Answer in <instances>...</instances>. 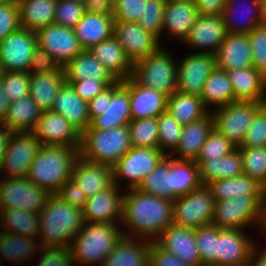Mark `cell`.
I'll return each mask as SVG.
<instances>
[{
    "instance_id": "1",
    "label": "cell",
    "mask_w": 266,
    "mask_h": 266,
    "mask_svg": "<svg viewBox=\"0 0 266 266\" xmlns=\"http://www.w3.org/2000/svg\"><path fill=\"white\" fill-rule=\"evenodd\" d=\"M129 190L123 196L121 223L128 227L123 235L155 241L173 223V199L156 197L137 188Z\"/></svg>"
},
{
    "instance_id": "2",
    "label": "cell",
    "mask_w": 266,
    "mask_h": 266,
    "mask_svg": "<svg viewBox=\"0 0 266 266\" xmlns=\"http://www.w3.org/2000/svg\"><path fill=\"white\" fill-rule=\"evenodd\" d=\"M39 215L41 246L70 248L73 238L83 228L85 222L82 209L69 204L57 194L49 197Z\"/></svg>"
},
{
    "instance_id": "3",
    "label": "cell",
    "mask_w": 266,
    "mask_h": 266,
    "mask_svg": "<svg viewBox=\"0 0 266 266\" xmlns=\"http://www.w3.org/2000/svg\"><path fill=\"white\" fill-rule=\"evenodd\" d=\"M80 148L42 145L30 165L27 178L34 184L57 194L62 185L71 179Z\"/></svg>"
},
{
    "instance_id": "4",
    "label": "cell",
    "mask_w": 266,
    "mask_h": 266,
    "mask_svg": "<svg viewBox=\"0 0 266 266\" xmlns=\"http://www.w3.org/2000/svg\"><path fill=\"white\" fill-rule=\"evenodd\" d=\"M123 236L117 224L84 222L70 246L74 263L103 266L105 258Z\"/></svg>"
},
{
    "instance_id": "5",
    "label": "cell",
    "mask_w": 266,
    "mask_h": 266,
    "mask_svg": "<svg viewBox=\"0 0 266 266\" xmlns=\"http://www.w3.org/2000/svg\"><path fill=\"white\" fill-rule=\"evenodd\" d=\"M128 125L109 130L86 129L79 155L84 160L113 166L132 148Z\"/></svg>"
},
{
    "instance_id": "6",
    "label": "cell",
    "mask_w": 266,
    "mask_h": 266,
    "mask_svg": "<svg viewBox=\"0 0 266 266\" xmlns=\"http://www.w3.org/2000/svg\"><path fill=\"white\" fill-rule=\"evenodd\" d=\"M177 64L170 52L160 47L152 55L133 64L131 77L138 84L169 97L177 91Z\"/></svg>"
},
{
    "instance_id": "7",
    "label": "cell",
    "mask_w": 266,
    "mask_h": 266,
    "mask_svg": "<svg viewBox=\"0 0 266 266\" xmlns=\"http://www.w3.org/2000/svg\"><path fill=\"white\" fill-rule=\"evenodd\" d=\"M266 196H237L215 202L212 224L220 229L244 230L250 224L261 229Z\"/></svg>"
},
{
    "instance_id": "8",
    "label": "cell",
    "mask_w": 266,
    "mask_h": 266,
    "mask_svg": "<svg viewBox=\"0 0 266 266\" xmlns=\"http://www.w3.org/2000/svg\"><path fill=\"white\" fill-rule=\"evenodd\" d=\"M215 198L207 186L173 199V224L197 229L212 224Z\"/></svg>"
},
{
    "instance_id": "9",
    "label": "cell",
    "mask_w": 266,
    "mask_h": 266,
    "mask_svg": "<svg viewBox=\"0 0 266 266\" xmlns=\"http://www.w3.org/2000/svg\"><path fill=\"white\" fill-rule=\"evenodd\" d=\"M266 102L235 101L212 112L214 128L236 147L242 144L256 112Z\"/></svg>"
},
{
    "instance_id": "10",
    "label": "cell",
    "mask_w": 266,
    "mask_h": 266,
    "mask_svg": "<svg viewBox=\"0 0 266 266\" xmlns=\"http://www.w3.org/2000/svg\"><path fill=\"white\" fill-rule=\"evenodd\" d=\"M52 194L27 177L0 178V209H23L39 213Z\"/></svg>"
},
{
    "instance_id": "11",
    "label": "cell",
    "mask_w": 266,
    "mask_h": 266,
    "mask_svg": "<svg viewBox=\"0 0 266 266\" xmlns=\"http://www.w3.org/2000/svg\"><path fill=\"white\" fill-rule=\"evenodd\" d=\"M165 157L159 148L132 147L112 166L114 184L120 186L118 180L125 178L129 181L127 189L138 188Z\"/></svg>"
},
{
    "instance_id": "12",
    "label": "cell",
    "mask_w": 266,
    "mask_h": 266,
    "mask_svg": "<svg viewBox=\"0 0 266 266\" xmlns=\"http://www.w3.org/2000/svg\"><path fill=\"white\" fill-rule=\"evenodd\" d=\"M41 143L32 132H12L8 137L0 172L6 177H27Z\"/></svg>"
},
{
    "instance_id": "13",
    "label": "cell",
    "mask_w": 266,
    "mask_h": 266,
    "mask_svg": "<svg viewBox=\"0 0 266 266\" xmlns=\"http://www.w3.org/2000/svg\"><path fill=\"white\" fill-rule=\"evenodd\" d=\"M37 47L34 31L20 27L0 43V64L4 72H27Z\"/></svg>"
},
{
    "instance_id": "14",
    "label": "cell",
    "mask_w": 266,
    "mask_h": 266,
    "mask_svg": "<svg viewBox=\"0 0 266 266\" xmlns=\"http://www.w3.org/2000/svg\"><path fill=\"white\" fill-rule=\"evenodd\" d=\"M105 112L94 117L87 129L109 130L131 121L128 79L118 80L106 88Z\"/></svg>"
},
{
    "instance_id": "15",
    "label": "cell",
    "mask_w": 266,
    "mask_h": 266,
    "mask_svg": "<svg viewBox=\"0 0 266 266\" xmlns=\"http://www.w3.org/2000/svg\"><path fill=\"white\" fill-rule=\"evenodd\" d=\"M35 33L37 46L49 53L61 67L84 50L72 28L51 24Z\"/></svg>"
},
{
    "instance_id": "16",
    "label": "cell",
    "mask_w": 266,
    "mask_h": 266,
    "mask_svg": "<svg viewBox=\"0 0 266 266\" xmlns=\"http://www.w3.org/2000/svg\"><path fill=\"white\" fill-rule=\"evenodd\" d=\"M216 68V55L192 53L177 64V91L200 96L208 76Z\"/></svg>"
},
{
    "instance_id": "17",
    "label": "cell",
    "mask_w": 266,
    "mask_h": 266,
    "mask_svg": "<svg viewBox=\"0 0 266 266\" xmlns=\"http://www.w3.org/2000/svg\"><path fill=\"white\" fill-rule=\"evenodd\" d=\"M32 133L41 145L81 147V133L61 114L43 111Z\"/></svg>"
},
{
    "instance_id": "18",
    "label": "cell",
    "mask_w": 266,
    "mask_h": 266,
    "mask_svg": "<svg viewBox=\"0 0 266 266\" xmlns=\"http://www.w3.org/2000/svg\"><path fill=\"white\" fill-rule=\"evenodd\" d=\"M114 36L132 64L152 55L161 47L160 40L137 22H115Z\"/></svg>"
},
{
    "instance_id": "19",
    "label": "cell",
    "mask_w": 266,
    "mask_h": 266,
    "mask_svg": "<svg viewBox=\"0 0 266 266\" xmlns=\"http://www.w3.org/2000/svg\"><path fill=\"white\" fill-rule=\"evenodd\" d=\"M256 244L244 230L221 229L216 239L217 261L212 266H245Z\"/></svg>"
},
{
    "instance_id": "20",
    "label": "cell",
    "mask_w": 266,
    "mask_h": 266,
    "mask_svg": "<svg viewBox=\"0 0 266 266\" xmlns=\"http://www.w3.org/2000/svg\"><path fill=\"white\" fill-rule=\"evenodd\" d=\"M227 34L226 25L221 14H200L195 25L188 30L183 41L193 48H199V50L201 48L200 53L216 55Z\"/></svg>"
},
{
    "instance_id": "21",
    "label": "cell",
    "mask_w": 266,
    "mask_h": 266,
    "mask_svg": "<svg viewBox=\"0 0 266 266\" xmlns=\"http://www.w3.org/2000/svg\"><path fill=\"white\" fill-rule=\"evenodd\" d=\"M119 186L110 188L87 198L82 209L85 222L114 223L122 221L123 196ZM117 220V221H116Z\"/></svg>"
},
{
    "instance_id": "22",
    "label": "cell",
    "mask_w": 266,
    "mask_h": 266,
    "mask_svg": "<svg viewBox=\"0 0 266 266\" xmlns=\"http://www.w3.org/2000/svg\"><path fill=\"white\" fill-rule=\"evenodd\" d=\"M71 180L88 198L114 184L113 167L89 162L79 156L74 163Z\"/></svg>"
},
{
    "instance_id": "23",
    "label": "cell",
    "mask_w": 266,
    "mask_h": 266,
    "mask_svg": "<svg viewBox=\"0 0 266 266\" xmlns=\"http://www.w3.org/2000/svg\"><path fill=\"white\" fill-rule=\"evenodd\" d=\"M155 242L164 250L190 264H201L196 245L195 229L171 224Z\"/></svg>"
},
{
    "instance_id": "24",
    "label": "cell",
    "mask_w": 266,
    "mask_h": 266,
    "mask_svg": "<svg viewBox=\"0 0 266 266\" xmlns=\"http://www.w3.org/2000/svg\"><path fill=\"white\" fill-rule=\"evenodd\" d=\"M131 120L157 118L167 111L168 96L155 89L138 84L132 77L128 78Z\"/></svg>"
},
{
    "instance_id": "25",
    "label": "cell",
    "mask_w": 266,
    "mask_h": 266,
    "mask_svg": "<svg viewBox=\"0 0 266 266\" xmlns=\"http://www.w3.org/2000/svg\"><path fill=\"white\" fill-rule=\"evenodd\" d=\"M216 67L226 71L252 67L249 35L228 33L216 53Z\"/></svg>"
},
{
    "instance_id": "26",
    "label": "cell",
    "mask_w": 266,
    "mask_h": 266,
    "mask_svg": "<svg viewBox=\"0 0 266 266\" xmlns=\"http://www.w3.org/2000/svg\"><path fill=\"white\" fill-rule=\"evenodd\" d=\"M50 111L61 114L81 134L89 127L88 102L76 94L71 84H63Z\"/></svg>"
},
{
    "instance_id": "27",
    "label": "cell",
    "mask_w": 266,
    "mask_h": 266,
    "mask_svg": "<svg viewBox=\"0 0 266 266\" xmlns=\"http://www.w3.org/2000/svg\"><path fill=\"white\" fill-rule=\"evenodd\" d=\"M88 50L117 80L132 76L133 64L114 35Z\"/></svg>"
},
{
    "instance_id": "28",
    "label": "cell",
    "mask_w": 266,
    "mask_h": 266,
    "mask_svg": "<svg viewBox=\"0 0 266 266\" xmlns=\"http://www.w3.org/2000/svg\"><path fill=\"white\" fill-rule=\"evenodd\" d=\"M235 101L266 102V76L254 67L227 71Z\"/></svg>"
},
{
    "instance_id": "29",
    "label": "cell",
    "mask_w": 266,
    "mask_h": 266,
    "mask_svg": "<svg viewBox=\"0 0 266 266\" xmlns=\"http://www.w3.org/2000/svg\"><path fill=\"white\" fill-rule=\"evenodd\" d=\"M199 15L194 0L166 2L162 33L166 30L170 38L175 37L183 41Z\"/></svg>"
},
{
    "instance_id": "30",
    "label": "cell",
    "mask_w": 266,
    "mask_h": 266,
    "mask_svg": "<svg viewBox=\"0 0 266 266\" xmlns=\"http://www.w3.org/2000/svg\"><path fill=\"white\" fill-rule=\"evenodd\" d=\"M213 128L214 119L211 112L200 120L184 125L180 142L174 151L179 157L173 159L195 161Z\"/></svg>"
},
{
    "instance_id": "31",
    "label": "cell",
    "mask_w": 266,
    "mask_h": 266,
    "mask_svg": "<svg viewBox=\"0 0 266 266\" xmlns=\"http://www.w3.org/2000/svg\"><path fill=\"white\" fill-rule=\"evenodd\" d=\"M113 16H104L86 11L83 18L73 28L80 45L88 50L114 35Z\"/></svg>"
},
{
    "instance_id": "32",
    "label": "cell",
    "mask_w": 266,
    "mask_h": 266,
    "mask_svg": "<svg viewBox=\"0 0 266 266\" xmlns=\"http://www.w3.org/2000/svg\"><path fill=\"white\" fill-rule=\"evenodd\" d=\"M123 236L107 255L103 266H147L150 263V241Z\"/></svg>"
},
{
    "instance_id": "33",
    "label": "cell",
    "mask_w": 266,
    "mask_h": 266,
    "mask_svg": "<svg viewBox=\"0 0 266 266\" xmlns=\"http://www.w3.org/2000/svg\"><path fill=\"white\" fill-rule=\"evenodd\" d=\"M65 81L97 80L118 81L112 73L100 63L89 50H83L64 67Z\"/></svg>"
},
{
    "instance_id": "34",
    "label": "cell",
    "mask_w": 266,
    "mask_h": 266,
    "mask_svg": "<svg viewBox=\"0 0 266 266\" xmlns=\"http://www.w3.org/2000/svg\"><path fill=\"white\" fill-rule=\"evenodd\" d=\"M194 162L199 166V178L204 186L216 180L233 178L243 174L242 157L238 148L218 159Z\"/></svg>"
},
{
    "instance_id": "35",
    "label": "cell",
    "mask_w": 266,
    "mask_h": 266,
    "mask_svg": "<svg viewBox=\"0 0 266 266\" xmlns=\"http://www.w3.org/2000/svg\"><path fill=\"white\" fill-rule=\"evenodd\" d=\"M207 187L215 201L234 199L237 196H266V189L245 174L213 181Z\"/></svg>"
},
{
    "instance_id": "36",
    "label": "cell",
    "mask_w": 266,
    "mask_h": 266,
    "mask_svg": "<svg viewBox=\"0 0 266 266\" xmlns=\"http://www.w3.org/2000/svg\"><path fill=\"white\" fill-rule=\"evenodd\" d=\"M65 82L64 70L30 75L29 96L42 111H49Z\"/></svg>"
},
{
    "instance_id": "37",
    "label": "cell",
    "mask_w": 266,
    "mask_h": 266,
    "mask_svg": "<svg viewBox=\"0 0 266 266\" xmlns=\"http://www.w3.org/2000/svg\"><path fill=\"white\" fill-rule=\"evenodd\" d=\"M58 0H19L20 25L30 31H38L54 24Z\"/></svg>"
},
{
    "instance_id": "38",
    "label": "cell",
    "mask_w": 266,
    "mask_h": 266,
    "mask_svg": "<svg viewBox=\"0 0 266 266\" xmlns=\"http://www.w3.org/2000/svg\"><path fill=\"white\" fill-rule=\"evenodd\" d=\"M42 112L37 103L28 95L10 102L8 113L2 123L11 132H32Z\"/></svg>"
},
{
    "instance_id": "39",
    "label": "cell",
    "mask_w": 266,
    "mask_h": 266,
    "mask_svg": "<svg viewBox=\"0 0 266 266\" xmlns=\"http://www.w3.org/2000/svg\"><path fill=\"white\" fill-rule=\"evenodd\" d=\"M167 111L184 126L200 120L211 110L204 106L200 96L176 91L167 99Z\"/></svg>"
},
{
    "instance_id": "40",
    "label": "cell",
    "mask_w": 266,
    "mask_h": 266,
    "mask_svg": "<svg viewBox=\"0 0 266 266\" xmlns=\"http://www.w3.org/2000/svg\"><path fill=\"white\" fill-rule=\"evenodd\" d=\"M199 166L194 161L170 158V194L176 198L201 186Z\"/></svg>"
},
{
    "instance_id": "41",
    "label": "cell",
    "mask_w": 266,
    "mask_h": 266,
    "mask_svg": "<svg viewBox=\"0 0 266 266\" xmlns=\"http://www.w3.org/2000/svg\"><path fill=\"white\" fill-rule=\"evenodd\" d=\"M204 106L217 108L235 102L232 84L226 70L215 68L208 76L200 95Z\"/></svg>"
},
{
    "instance_id": "42",
    "label": "cell",
    "mask_w": 266,
    "mask_h": 266,
    "mask_svg": "<svg viewBox=\"0 0 266 266\" xmlns=\"http://www.w3.org/2000/svg\"><path fill=\"white\" fill-rule=\"evenodd\" d=\"M0 226L3 231L26 237L39 236V213L23 209H0Z\"/></svg>"
},
{
    "instance_id": "43",
    "label": "cell",
    "mask_w": 266,
    "mask_h": 266,
    "mask_svg": "<svg viewBox=\"0 0 266 266\" xmlns=\"http://www.w3.org/2000/svg\"><path fill=\"white\" fill-rule=\"evenodd\" d=\"M35 239L34 237L0 231V255L3 259L14 261L16 264L30 259L34 253H40L41 245L38 243L39 240L36 241ZM1 264L0 260V266H3Z\"/></svg>"
},
{
    "instance_id": "44",
    "label": "cell",
    "mask_w": 266,
    "mask_h": 266,
    "mask_svg": "<svg viewBox=\"0 0 266 266\" xmlns=\"http://www.w3.org/2000/svg\"><path fill=\"white\" fill-rule=\"evenodd\" d=\"M249 1H250L249 5L246 4L249 6V7L247 6L248 9H246V12H250L248 14H251V15H248V17H245L246 19L243 20V23L241 22V24L240 23L238 24L237 22H235V17H236L235 15H236V13H237V15L239 13L238 12L239 7L236 6L238 1L237 0H227L221 15L223 17V20H224V23L226 25V29H227L228 33L249 34L253 29H255L257 26H259L263 23L261 1L260 0H249ZM234 13H235V15H234ZM242 17H241V21L243 19Z\"/></svg>"
},
{
    "instance_id": "45",
    "label": "cell",
    "mask_w": 266,
    "mask_h": 266,
    "mask_svg": "<svg viewBox=\"0 0 266 266\" xmlns=\"http://www.w3.org/2000/svg\"><path fill=\"white\" fill-rule=\"evenodd\" d=\"M170 157L166 156L141 182L137 189L160 198L174 199L170 194Z\"/></svg>"
},
{
    "instance_id": "46",
    "label": "cell",
    "mask_w": 266,
    "mask_h": 266,
    "mask_svg": "<svg viewBox=\"0 0 266 266\" xmlns=\"http://www.w3.org/2000/svg\"><path fill=\"white\" fill-rule=\"evenodd\" d=\"M242 157L243 174L266 189V146L237 147Z\"/></svg>"
},
{
    "instance_id": "47",
    "label": "cell",
    "mask_w": 266,
    "mask_h": 266,
    "mask_svg": "<svg viewBox=\"0 0 266 266\" xmlns=\"http://www.w3.org/2000/svg\"><path fill=\"white\" fill-rule=\"evenodd\" d=\"M158 123V148L166 155L171 150H176L182 135L183 126L170 115L168 111L157 117Z\"/></svg>"
},
{
    "instance_id": "48",
    "label": "cell",
    "mask_w": 266,
    "mask_h": 266,
    "mask_svg": "<svg viewBox=\"0 0 266 266\" xmlns=\"http://www.w3.org/2000/svg\"><path fill=\"white\" fill-rule=\"evenodd\" d=\"M128 127L133 147L158 148L157 118L131 120Z\"/></svg>"
},
{
    "instance_id": "49",
    "label": "cell",
    "mask_w": 266,
    "mask_h": 266,
    "mask_svg": "<svg viewBox=\"0 0 266 266\" xmlns=\"http://www.w3.org/2000/svg\"><path fill=\"white\" fill-rule=\"evenodd\" d=\"M220 230L213 224L195 229L196 245L202 266H212L217 261L216 239Z\"/></svg>"
},
{
    "instance_id": "50",
    "label": "cell",
    "mask_w": 266,
    "mask_h": 266,
    "mask_svg": "<svg viewBox=\"0 0 266 266\" xmlns=\"http://www.w3.org/2000/svg\"><path fill=\"white\" fill-rule=\"evenodd\" d=\"M237 147L215 128L209 133L195 161H211L224 157Z\"/></svg>"
},
{
    "instance_id": "51",
    "label": "cell",
    "mask_w": 266,
    "mask_h": 266,
    "mask_svg": "<svg viewBox=\"0 0 266 266\" xmlns=\"http://www.w3.org/2000/svg\"><path fill=\"white\" fill-rule=\"evenodd\" d=\"M165 4V0H145L143 13L137 22L145 31L151 32L158 39L162 34Z\"/></svg>"
},
{
    "instance_id": "52",
    "label": "cell",
    "mask_w": 266,
    "mask_h": 266,
    "mask_svg": "<svg viewBox=\"0 0 266 266\" xmlns=\"http://www.w3.org/2000/svg\"><path fill=\"white\" fill-rule=\"evenodd\" d=\"M0 81L10 102L29 95L30 74L28 72H4Z\"/></svg>"
},
{
    "instance_id": "53",
    "label": "cell",
    "mask_w": 266,
    "mask_h": 266,
    "mask_svg": "<svg viewBox=\"0 0 266 266\" xmlns=\"http://www.w3.org/2000/svg\"><path fill=\"white\" fill-rule=\"evenodd\" d=\"M85 4L76 0H58L55 10L54 24L74 28L83 18Z\"/></svg>"
},
{
    "instance_id": "54",
    "label": "cell",
    "mask_w": 266,
    "mask_h": 266,
    "mask_svg": "<svg viewBox=\"0 0 266 266\" xmlns=\"http://www.w3.org/2000/svg\"><path fill=\"white\" fill-rule=\"evenodd\" d=\"M252 67L266 76V24H261L249 34Z\"/></svg>"
},
{
    "instance_id": "55",
    "label": "cell",
    "mask_w": 266,
    "mask_h": 266,
    "mask_svg": "<svg viewBox=\"0 0 266 266\" xmlns=\"http://www.w3.org/2000/svg\"><path fill=\"white\" fill-rule=\"evenodd\" d=\"M266 146V104L255 114L242 144L239 147Z\"/></svg>"
},
{
    "instance_id": "56",
    "label": "cell",
    "mask_w": 266,
    "mask_h": 266,
    "mask_svg": "<svg viewBox=\"0 0 266 266\" xmlns=\"http://www.w3.org/2000/svg\"><path fill=\"white\" fill-rule=\"evenodd\" d=\"M20 27L18 2H0V43Z\"/></svg>"
},
{
    "instance_id": "57",
    "label": "cell",
    "mask_w": 266,
    "mask_h": 266,
    "mask_svg": "<svg viewBox=\"0 0 266 266\" xmlns=\"http://www.w3.org/2000/svg\"><path fill=\"white\" fill-rule=\"evenodd\" d=\"M42 253L37 266H72L74 263L70 248L64 246H41Z\"/></svg>"
},
{
    "instance_id": "58",
    "label": "cell",
    "mask_w": 266,
    "mask_h": 266,
    "mask_svg": "<svg viewBox=\"0 0 266 266\" xmlns=\"http://www.w3.org/2000/svg\"><path fill=\"white\" fill-rule=\"evenodd\" d=\"M54 71H63V67H61L58 62L43 48L37 46L27 72L30 75H35L41 73H52Z\"/></svg>"
},
{
    "instance_id": "59",
    "label": "cell",
    "mask_w": 266,
    "mask_h": 266,
    "mask_svg": "<svg viewBox=\"0 0 266 266\" xmlns=\"http://www.w3.org/2000/svg\"><path fill=\"white\" fill-rule=\"evenodd\" d=\"M145 0H122L114 7L115 22H138Z\"/></svg>"
},
{
    "instance_id": "60",
    "label": "cell",
    "mask_w": 266,
    "mask_h": 266,
    "mask_svg": "<svg viewBox=\"0 0 266 266\" xmlns=\"http://www.w3.org/2000/svg\"><path fill=\"white\" fill-rule=\"evenodd\" d=\"M150 264L152 266H202L183 262L175 255L161 248L155 241H150Z\"/></svg>"
},
{
    "instance_id": "61",
    "label": "cell",
    "mask_w": 266,
    "mask_h": 266,
    "mask_svg": "<svg viewBox=\"0 0 266 266\" xmlns=\"http://www.w3.org/2000/svg\"><path fill=\"white\" fill-rule=\"evenodd\" d=\"M117 81H97V80H81L71 82V86L82 99L87 102L93 99L97 94L102 92L108 86L113 85Z\"/></svg>"
},
{
    "instance_id": "62",
    "label": "cell",
    "mask_w": 266,
    "mask_h": 266,
    "mask_svg": "<svg viewBox=\"0 0 266 266\" xmlns=\"http://www.w3.org/2000/svg\"><path fill=\"white\" fill-rule=\"evenodd\" d=\"M64 201L69 204L83 209L85 207L87 197L80 188L70 179L66 181L60 191L57 193Z\"/></svg>"
},
{
    "instance_id": "63",
    "label": "cell",
    "mask_w": 266,
    "mask_h": 266,
    "mask_svg": "<svg viewBox=\"0 0 266 266\" xmlns=\"http://www.w3.org/2000/svg\"><path fill=\"white\" fill-rule=\"evenodd\" d=\"M195 6L202 15L222 14L227 0H194Z\"/></svg>"
},
{
    "instance_id": "64",
    "label": "cell",
    "mask_w": 266,
    "mask_h": 266,
    "mask_svg": "<svg viewBox=\"0 0 266 266\" xmlns=\"http://www.w3.org/2000/svg\"><path fill=\"white\" fill-rule=\"evenodd\" d=\"M85 10L104 16H114V5L112 0H88Z\"/></svg>"
},
{
    "instance_id": "65",
    "label": "cell",
    "mask_w": 266,
    "mask_h": 266,
    "mask_svg": "<svg viewBox=\"0 0 266 266\" xmlns=\"http://www.w3.org/2000/svg\"><path fill=\"white\" fill-rule=\"evenodd\" d=\"M106 107V89L97 94L93 99L88 101V114L90 121L103 114Z\"/></svg>"
},
{
    "instance_id": "66",
    "label": "cell",
    "mask_w": 266,
    "mask_h": 266,
    "mask_svg": "<svg viewBox=\"0 0 266 266\" xmlns=\"http://www.w3.org/2000/svg\"><path fill=\"white\" fill-rule=\"evenodd\" d=\"M257 245L251 252L250 258L245 266H266V248L259 254ZM258 254V255H257ZM257 259V260H256Z\"/></svg>"
},
{
    "instance_id": "67",
    "label": "cell",
    "mask_w": 266,
    "mask_h": 266,
    "mask_svg": "<svg viewBox=\"0 0 266 266\" xmlns=\"http://www.w3.org/2000/svg\"><path fill=\"white\" fill-rule=\"evenodd\" d=\"M11 133L12 132L8 129V127L0 122V163L3 160L6 143Z\"/></svg>"
},
{
    "instance_id": "68",
    "label": "cell",
    "mask_w": 266,
    "mask_h": 266,
    "mask_svg": "<svg viewBox=\"0 0 266 266\" xmlns=\"http://www.w3.org/2000/svg\"><path fill=\"white\" fill-rule=\"evenodd\" d=\"M9 105L10 101L3 91L2 83L0 81V122H3L4 118L6 117Z\"/></svg>"
},
{
    "instance_id": "69",
    "label": "cell",
    "mask_w": 266,
    "mask_h": 266,
    "mask_svg": "<svg viewBox=\"0 0 266 266\" xmlns=\"http://www.w3.org/2000/svg\"><path fill=\"white\" fill-rule=\"evenodd\" d=\"M261 9H262V21L263 24H266V0L261 1Z\"/></svg>"
},
{
    "instance_id": "70",
    "label": "cell",
    "mask_w": 266,
    "mask_h": 266,
    "mask_svg": "<svg viewBox=\"0 0 266 266\" xmlns=\"http://www.w3.org/2000/svg\"><path fill=\"white\" fill-rule=\"evenodd\" d=\"M261 231L266 232V201H265V204H264V213H263V221H262V225H261Z\"/></svg>"
},
{
    "instance_id": "71",
    "label": "cell",
    "mask_w": 266,
    "mask_h": 266,
    "mask_svg": "<svg viewBox=\"0 0 266 266\" xmlns=\"http://www.w3.org/2000/svg\"><path fill=\"white\" fill-rule=\"evenodd\" d=\"M122 0H112V3H113V5H114V7L118 4V3H120Z\"/></svg>"
},
{
    "instance_id": "72",
    "label": "cell",
    "mask_w": 266,
    "mask_h": 266,
    "mask_svg": "<svg viewBox=\"0 0 266 266\" xmlns=\"http://www.w3.org/2000/svg\"><path fill=\"white\" fill-rule=\"evenodd\" d=\"M166 2H179V1H191V0H165Z\"/></svg>"
},
{
    "instance_id": "73",
    "label": "cell",
    "mask_w": 266,
    "mask_h": 266,
    "mask_svg": "<svg viewBox=\"0 0 266 266\" xmlns=\"http://www.w3.org/2000/svg\"><path fill=\"white\" fill-rule=\"evenodd\" d=\"M19 0H0V2H18Z\"/></svg>"
},
{
    "instance_id": "74",
    "label": "cell",
    "mask_w": 266,
    "mask_h": 266,
    "mask_svg": "<svg viewBox=\"0 0 266 266\" xmlns=\"http://www.w3.org/2000/svg\"><path fill=\"white\" fill-rule=\"evenodd\" d=\"M3 73H4V71H3V68H2V66L0 64V79L2 78Z\"/></svg>"
},
{
    "instance_id": "75",
    "label": "cell",
    "mask_w": 266,
    "mask_h": 266,
    "mask_svg": "<svg viewBox=\"0 0 266 266\" xmlns=\"http://www.w3.org/2000/svg\"><path fill=\"white\" fill-rule=\"evenodd\" d=\"M76 1H78V2H81V3H83V4H85L88 0H76Z\"/></svg>"
}]
</instances>
